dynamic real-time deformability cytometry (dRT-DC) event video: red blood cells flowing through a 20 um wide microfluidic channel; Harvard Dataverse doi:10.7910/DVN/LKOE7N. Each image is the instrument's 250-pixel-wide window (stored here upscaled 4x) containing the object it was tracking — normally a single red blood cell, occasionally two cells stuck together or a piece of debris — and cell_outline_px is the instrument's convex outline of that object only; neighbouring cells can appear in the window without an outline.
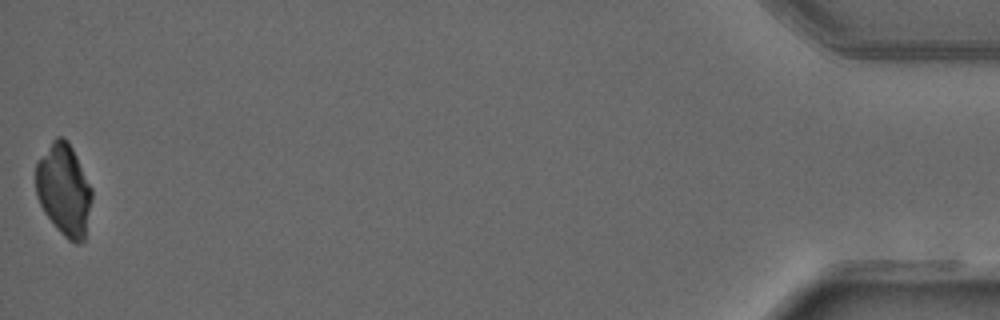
{"species": "common noctule bat (a hibernating species)", "species_latin": "Nyctalus noctula", "temperature_condition": "warm", "stored_images_in_passage": 48, "camera_frame_rate_fps": 3000, "um_per_image_px": 0.085, "animal": {"sex": "male", "forearm_length_mm": 52.5}, "frame": {"image": 1, "passage_image": 48, "time_ms": 15.667, "image_size_px": [1000, 320], "cell_outline_px": [[92, 196], [84, 240], [80, 244], [76, 244], [68, 240], [56, 228], [44, 212], [36, 196], [36, 160], [52, 140], [56, 136], [64, 136], [68, 140], [92, 188]], "centroid_in_image_um": [5.42, 16.11], "position_along_channel_um": 429.8, "area_um2": 30.17}}